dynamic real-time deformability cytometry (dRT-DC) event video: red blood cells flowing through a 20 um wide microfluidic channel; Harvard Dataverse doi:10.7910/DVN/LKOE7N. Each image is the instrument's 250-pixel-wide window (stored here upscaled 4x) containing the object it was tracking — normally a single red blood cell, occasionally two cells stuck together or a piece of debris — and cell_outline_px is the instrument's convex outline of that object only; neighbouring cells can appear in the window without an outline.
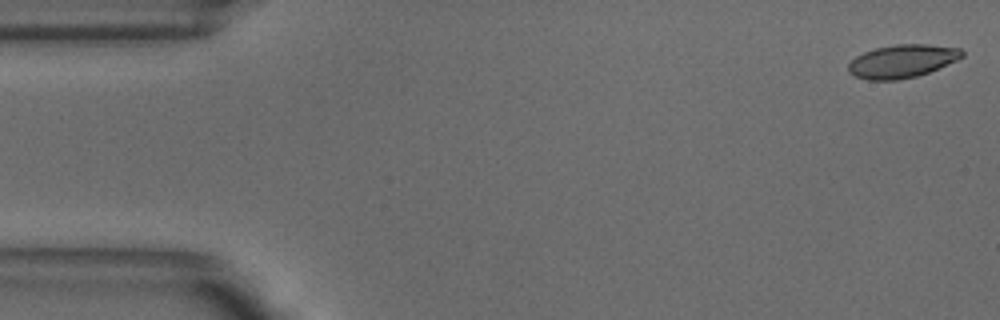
{"species": "common noctule bat (a hibernating species)", "species_latin": "Nyctalus noctula", "temperature_condition": "warm", "stored_images_in_passage": 51, "camera_frame_rate_fps": 3000, "um_per_image_px": 0.085, "animal": {"sex": "male", "body_mass_g": 18.8}, "frame": {"image": 1, "passage_image": 1, "time_ms": 0.0, "image_size_px": [1000, 320], "cell_outline_px": [[964, 56], [956, 60], [928, 72], [916, 76], [896, 80], [868, 80], [856, 76], [848, 72], [848, 64], [856, 56], [864, 52], [876, 48], [896, 44], [928, 44], [960, 48], [964, 52]], "centroid_in_image_um": [76.67, 5.19], "position_along_channel_um": 8.3, "area_um2": 21.79}}
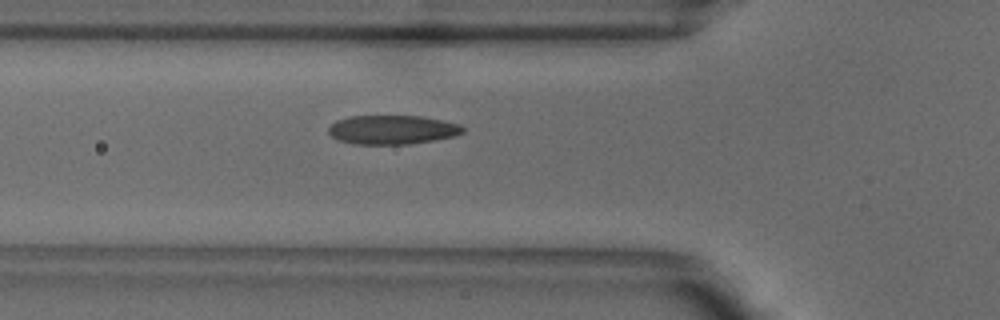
{"frame": {"image": 2, "passage_image": 17, "time_ms": 5.333, "image_size_px": [1000, 320], "cell_outline_px": [[468, 128], [464, 132], [456, 136], [436, 140], [408, 144], [352, 144], [336, 140], [328, 132], [328, 128], [336, 120], [348, 116], [420, 116], [444, 120], [460, 124]], "centroid_in_image_um": [33.38, 11.03], "position_along_channel_um": 92.4, "area_um2": 23.12}}
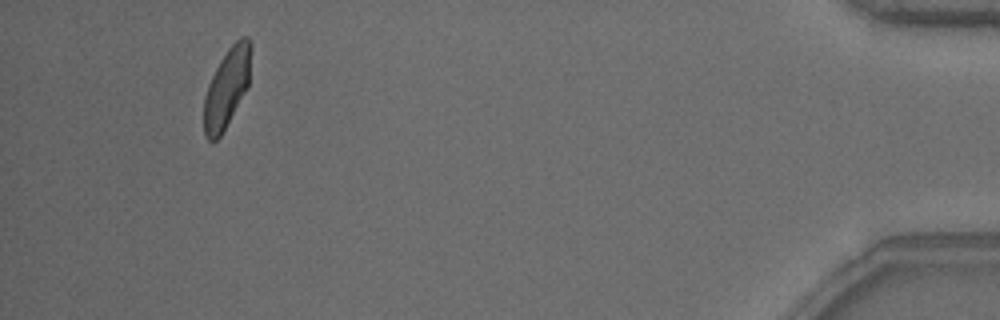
{"frame": {"image": 3, "passage_image": 48, "time_ms": 15.667, "image_size_px": [1000, 320], "cell_outline_px": [[252, 48], [248, 88], [220, 136], [216, 140], [208, 140], [204, 136], [204, 96], [208, 84], [220, 60], [228, 48], [240, 36], [248, 36], [252, 44]], "centroid_in_image_um": [19.3, 7.42], "position_along_channel_um": 415.9, "area_um2": 21.85}, "authors_computed_cell_mechanics": {"area_um2": 22.5998, "velocity_mm_per_s": 3.8424, "shape_relaxation_time_tau1_ms": 4.2224, "shape_relaxation_time_tau2_ms": 0.8534, "deformation_change_tau1": 0.1545, "deformation_change_tau2": 0.0579}}